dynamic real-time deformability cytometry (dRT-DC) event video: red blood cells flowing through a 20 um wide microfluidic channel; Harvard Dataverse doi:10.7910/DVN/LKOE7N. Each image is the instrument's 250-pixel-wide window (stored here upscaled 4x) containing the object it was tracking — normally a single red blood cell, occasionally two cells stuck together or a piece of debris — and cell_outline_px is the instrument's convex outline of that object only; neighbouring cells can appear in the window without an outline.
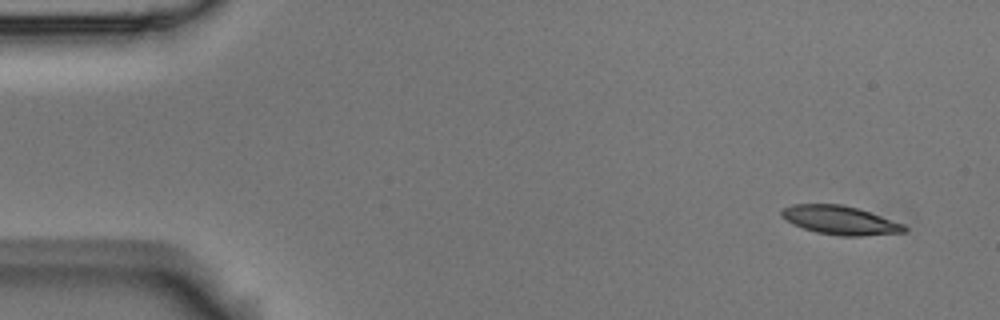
{"species": "Egyptian fruit bat (a non-hibernating species)", "species_latin": "Rousettus aegyptiacus", "temperature_condition": "room temperature", "stored_images_in_passage": 9, "camera_frame_rate_fps": 3000, "um_per_image_px": 0.085, "animal": {"sex": "male"}, "frame": {"image": 1, "passage_image": 1, "time_ms": 0.0, "image_size_px": [1000, 320], "cell_outline_px": [[908, 232], [864, 236], [840, 236], [816, 232], [792, 224], [780, 216], [780, 212], [784, 208], [792, 204], [840, 204], [856, 208], [904, 224], [908, 228]], "centroid_in_image_um": [71.41, 18.73], "position_along_channel_um": 13.6, "area_um2": 20.52}}
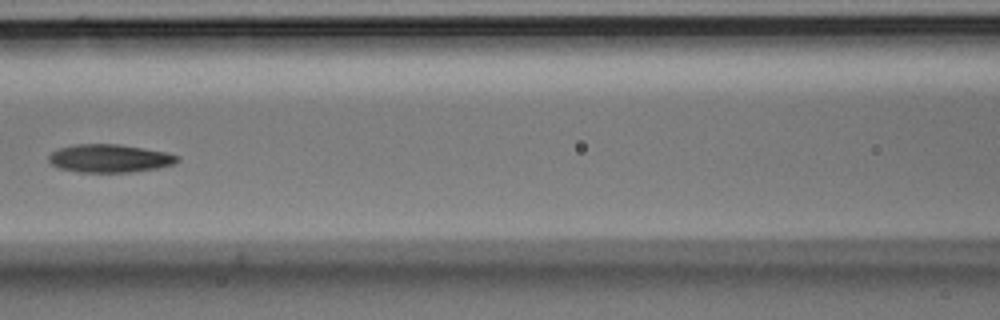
{"frame": {"image": 2, "passage_image": 7, "time_ms": 2.0, "image_size_px": [1000, 320], "cell_outline_px": [[180, 160], [176, 164], [156, 168], [132, 172], [76, 172], [60, 168], [52, 164], [48, 160], [48, 156], [56, 148], [72, 144], [116, 144], [168, 152], [180, 156]], "centroid_in_image_um": [9.32, 13.46], "position_along_channel_um": 157.3, "area_um2": 21.27}}
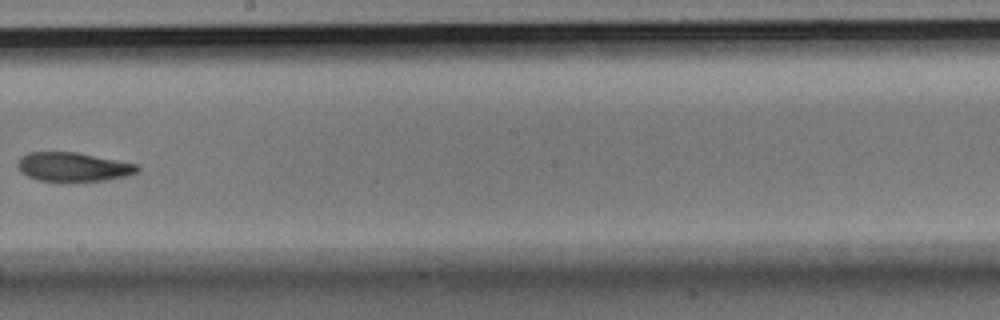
{"frame": {"image": 3, "passage_image": 9, "time_ms": 2.667, "image_size_px": [1000, 320], "cell_outline_px": [[140, 168], [136, 172], [128, 176], [104, 180], [36, 180], [20, 172], [16, 164], [20, 156], [28, 152], [76, 152], [136, 164]], "centroid_in_image_um": [6.17, 14.17], "position_along_channel_um": 242.0, "area_um2": 19.94}}